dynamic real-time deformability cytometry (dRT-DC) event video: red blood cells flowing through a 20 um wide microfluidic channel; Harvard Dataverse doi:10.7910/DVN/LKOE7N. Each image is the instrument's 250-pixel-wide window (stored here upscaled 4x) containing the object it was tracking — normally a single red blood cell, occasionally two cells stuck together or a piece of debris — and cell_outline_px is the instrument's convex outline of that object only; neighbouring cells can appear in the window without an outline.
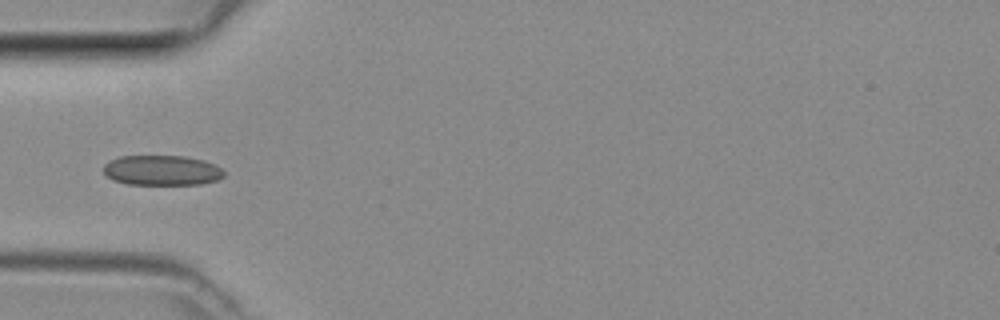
{"species": "common noctule bat (a hibernating species)", "species_latin": "Nyctalus noctula", "temperature_condition": "room temperature", "stored_images_in_passage": 4, "camera_frame_rate_fps": 3000, "um_per_image_px": 0.085, "animal": {"sex": "female", "body_mass_g": 29.2, "forearm_length_mm": 56.3}, "frame": {"image": 1, "passage_image": 3, "time_ms": 0.667, "image_size_px": [1000, 320], "cell_outline_px": [[224, 176], [216, 180], [200, 184], [128, 184], [112, 180], [104, 172], [104, 164], [108, 160], [120, 156], [184, 156], [204, 160], [220, 168], [224, 172]], "centroid_in_image_um": [13.73, 14.47], "position_along_channel_um": 71.3, "area_um2": 21.04}}
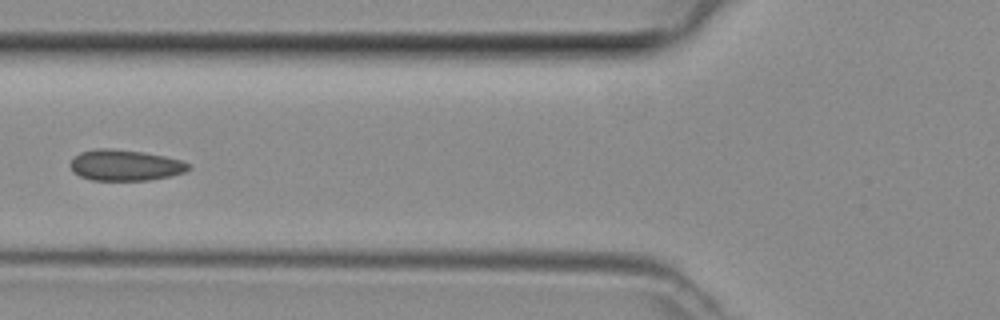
{"frame": {"image": 2, "passage_image": 4, "time_ms": 1.0, "image_size_px": [1000, 320], "cell_outline_px": [[192, 168], [184, 172], [172, 176], [148, 180], [92, 180], [80, 176], [68, 164], [80, 152], [96, 148], [112, 148], [144, 152], [164, 156], [180, 160], [188, 164]], "centroid_in_image_um": [10.65, 14.04], "position_along_channel_um": 115.2, "area_um2": 21.27}}